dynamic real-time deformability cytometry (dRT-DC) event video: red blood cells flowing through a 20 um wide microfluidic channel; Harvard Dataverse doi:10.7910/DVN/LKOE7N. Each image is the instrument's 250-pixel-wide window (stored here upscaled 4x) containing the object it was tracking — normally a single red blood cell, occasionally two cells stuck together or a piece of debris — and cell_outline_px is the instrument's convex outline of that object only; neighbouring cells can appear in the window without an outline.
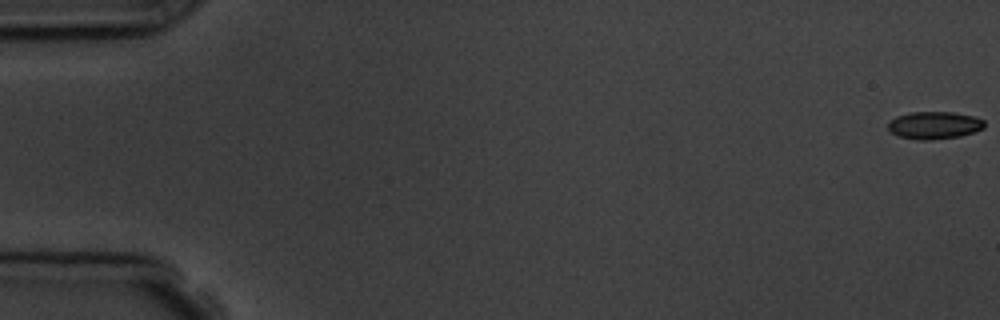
{"species": "common noctule bat (a hibernating species)", "species_latin": "Nyctalus noctula", "temperature_condition": "room temperature", "stored_images_in_passage": 8, "camera_frame_rate_fps": 3000, "um_per_image_px": 0.085, "animal": {"sex": "male", "body_mass_g": 19.5, "forearm_length_mm": 54.6}, "frame": {"image": 1, "passage_image": 1, "time_ms": 0.0, "image_size_px": [1000, 320], "cell_outline_px": [[984, 128], [960, 136], [932, 140], [916, 140], [896, 136], [888, 128], [888, 124], [896, 116], [912, 112], [952, 112], [972, 116], [984, 120]], "centroid_in_image_um": [79.39, 10.66], "position_along_channel_um": 5.6, "area_um2": 15.37}}
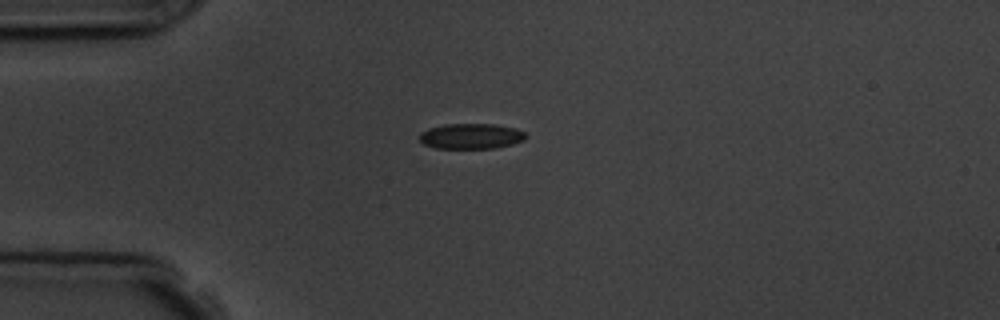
{"frame": {"image": 2, "passage_image": 5, "time_ms": 4.667, "image_size_px": [1000, 320], "cell_outline_px": [[528, 136], [524, 140], [512, 144], [496, 148], [436, 148], [424, 144], [420, 140], [420, 132], [428, 128], [444, 124], [496, 124], [516, 128], [524, 132]], "centroid_in_image_um": [40.06, 11.57], "position_along_channel_um": 44.9, "area_um2": 15.84}}